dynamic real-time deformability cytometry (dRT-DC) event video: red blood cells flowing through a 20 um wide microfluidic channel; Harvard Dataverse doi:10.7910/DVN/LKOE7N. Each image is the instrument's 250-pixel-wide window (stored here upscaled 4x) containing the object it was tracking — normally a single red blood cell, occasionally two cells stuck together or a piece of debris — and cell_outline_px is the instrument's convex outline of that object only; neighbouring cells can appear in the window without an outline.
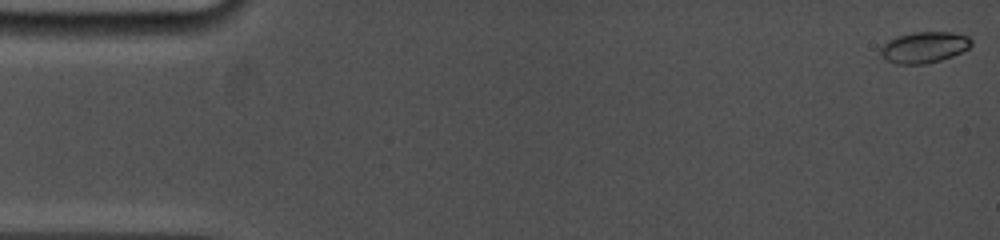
{"species": "common noctule bat (a hibernating species)", "species_latin": "Nyctalus noctula", "temperature_condition": "cold", "stored_images_in_passage": 14, "camera_frame_rate_fps": 5000, "um_per_image_px": 0.085, "animal": {"sex": "female", "body_mass_g": 19.0, "forearm_length_mm": 53.3}, "frame": {"image": 1, "passage_image": 1, "time_ms": 0.0, "image_size_px": [1000, 240], "cell_outline_px": [[972, 44], [968, 48], [952, 56], [940, 60], [924, 64], [896, 64], [880, 56], [880, 48], [888, 40], [896, 36], [912, 32], [952, 32], [968, 36], [972, 40]], "centroid_in_image_um": [78.53, 4.01], "position_along_channel_um": 6.5, "area_um2": 16.47}}
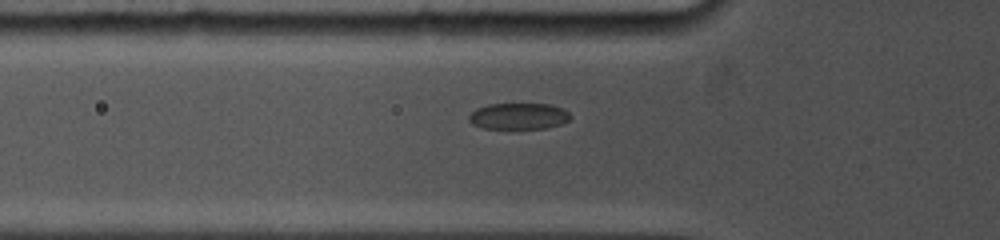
{"frame": {"image": 2, "passage_image": 10, "time_ms": 5.6, "image_size_px": [1000, 240], "cell_outline_px": [[572, 116], [564, 124], [544, 128], [484, 128], [472, 124], [468, 120], [468, 116], [476, 108], [488, 104], [548, 104], [564, 108]], "centroid_in_image_um": [44.1, 9.87], "position_along_channel_um": 81.7, "area_um2": 15.61}}
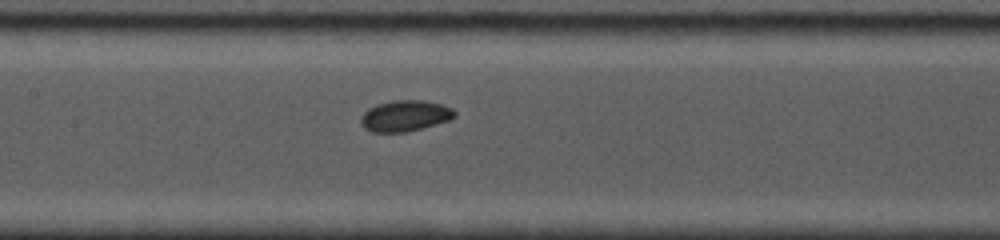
{"frame": {"image": 3, "passage_image": 14, "time_ms": 8.0, "image_size_px": [1000, 240], "cell_outline_px": [[456, 116], [448, 120], [408, 132], [372, 132], [364, 128], [360, 124], [360, 116], [368, 108], [376, 104], [392, 100], [424, 100], [440, 104], [452, 108], [456, 112]], "centroid_in_image_um": [34.38, 9.84], "position_along_channel_um": 173.0, "area_um2": 17.05}}